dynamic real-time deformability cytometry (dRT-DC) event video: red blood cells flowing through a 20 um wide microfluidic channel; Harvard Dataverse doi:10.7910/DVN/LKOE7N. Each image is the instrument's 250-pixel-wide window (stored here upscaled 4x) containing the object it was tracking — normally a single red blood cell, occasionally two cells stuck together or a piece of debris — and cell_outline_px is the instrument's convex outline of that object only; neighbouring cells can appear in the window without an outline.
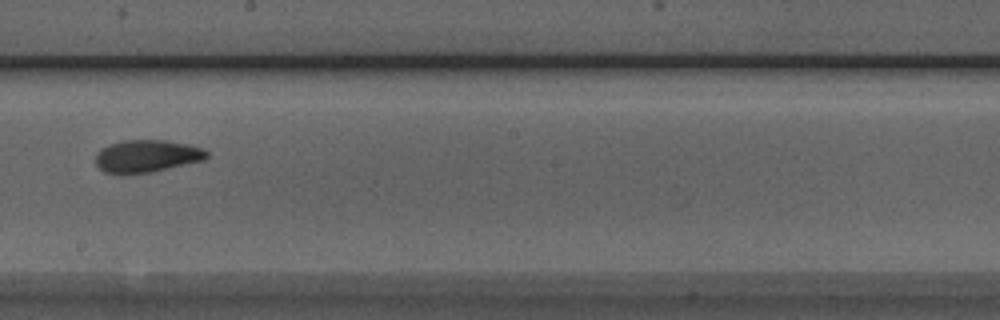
{"species": "Egyptian fruit bat (a non-hibernating species)", "species_latin": "Rousettus aegyptiacus", "temperature_condition": "room temperature", "stored_images_in_passage": 9, "camera_frame_rate_fps": 3000, "um_per_image_px": 0.085, "animal": {"sex": "male"}, "frame": {"image": 1, "passage_image": 7, "time_ms": 8.0, "image_size_px": [1000, 320], "cell_outline_px": [[208, 156], [204, 160], [152, 172], [104, 172], [96, 164], [96, 156], [100, 148], [108, 144], [124, 140], [164, 140], [188, 144], [204, 148], [208, 152]], "centroid_in_image_um": [12.51, 13.24], "position_along_channel_um": 235.7, "area_um2": 20.75}}
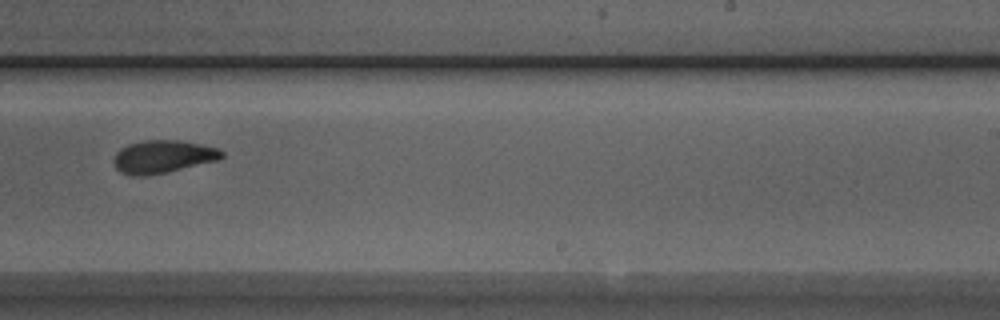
{"frame": {"image": 2, "passage_image": 8, "time_ms": 9.0, "image_size_px": [1000, 320], "cell_outline_px": [[224, 156], [220, 160], [164, 172], [144, 176], [132, 176], [120, 172], [116, 168], [112, 160], [116, 152], [120, 148], [128, 144], [144, 140], [180, 140], [200, 144], [216, 148], [224, 152]], "centroid_in_image_um": [13.82, 13.31], "position_along_channel_um": 275.2, "area_um2": 20.69}}
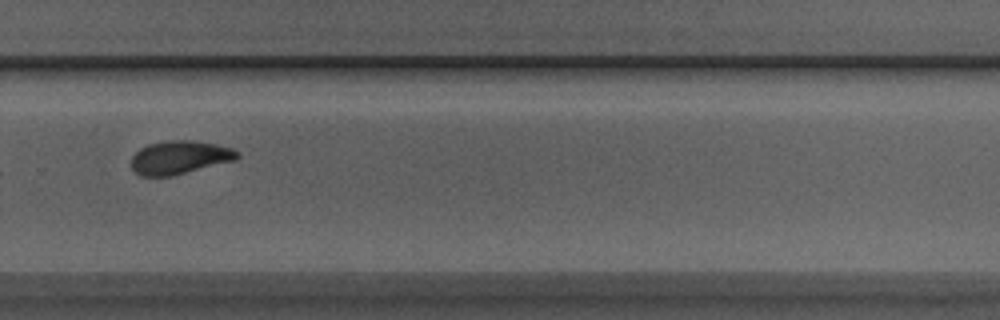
{"frame": {"image": 3, "passage_image": 9, "time_ms": 10.0, "image_size_px": [1000, 320], "cell_outline_px": [[240, 156], [236, 160], [172, 176], [140, 176], [132, 168], [132, 156], [140, 148], [148, 144], [172, 140], [192, 140], [216, 144], [232, 148], [240, 152]], "centroid_in_image_um": [15.3, 13.38], "position_along_channel_um": 314.5, "area_um2": 20.63}}